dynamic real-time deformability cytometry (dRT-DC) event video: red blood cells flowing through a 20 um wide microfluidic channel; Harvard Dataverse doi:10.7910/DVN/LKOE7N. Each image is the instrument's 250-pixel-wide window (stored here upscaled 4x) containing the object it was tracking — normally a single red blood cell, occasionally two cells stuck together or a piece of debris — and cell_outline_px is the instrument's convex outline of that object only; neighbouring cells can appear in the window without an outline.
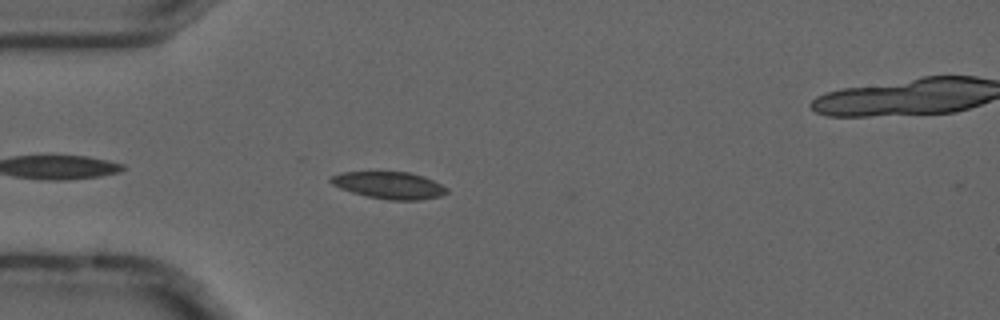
{"species": "common noctule bat (a hibernating species)", "species_latin": "Nyctalus noctula", "temperature_condition": "cold", "stored_images_in_passage": 4, "camera_frame_rate_fps": 3000, "um_per_image_px": 0.085, "animal": {"sex": "male", "forearm_length_mm": 52.5}, "frame": {"image": 1, "passage_image": 3, "time_ms": 0.667, "image_size_px": [1000, 320], "cell_outline_px": [[448, 192], [440, 196], [420, 200], [388, 200], [368, 196], [352, 192], [340, 188], [332, 184], [328, 180], [332, 176], [344, 172], [408, 172], [424, 176], [448, 188]], "centroid_in_image_um": [33.1, 15.75], "position_along_channel_um": 51.9, "area_um2": 18.15}}